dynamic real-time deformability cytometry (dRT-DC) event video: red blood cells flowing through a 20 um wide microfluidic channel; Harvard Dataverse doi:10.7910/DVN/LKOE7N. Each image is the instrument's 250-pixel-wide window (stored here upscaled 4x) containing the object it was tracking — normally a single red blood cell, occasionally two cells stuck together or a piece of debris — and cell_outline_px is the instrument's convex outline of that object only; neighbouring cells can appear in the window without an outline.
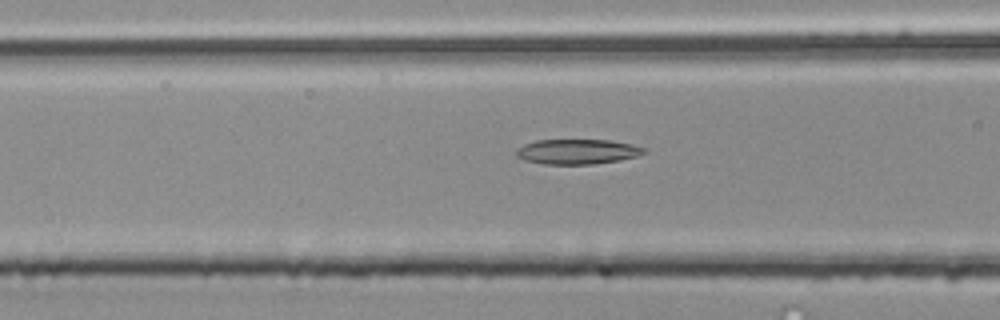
{"species": "common noctule bat (a hibernating species)", "species_latin": "Nyctalus noctula", "temperature_condition": "room temperature", "stored_images_in_passage": 37, "camera_frame_rate_fps": 3000, "um_per_image_px": 0.085, "animal": {"sex": "male", "body_mass_g": 20.4}, "frame": {"image": 1, "passage_image": 6, "time_ms": 1.667, "image_size_px": [1000, 320], "cell_outline_px": [[648, 152], [636, 156], [620, 160], [592, 164], [544, 164], [524, 160], [516, 156], [516, 148], [524, 144], [536, 140], [612, 140], [632, 144], [648, 148]], "centroid_in_image_um": [49.1, 12.88], "position_along_channel_um": 117.5, "area_um2": 18.79}}
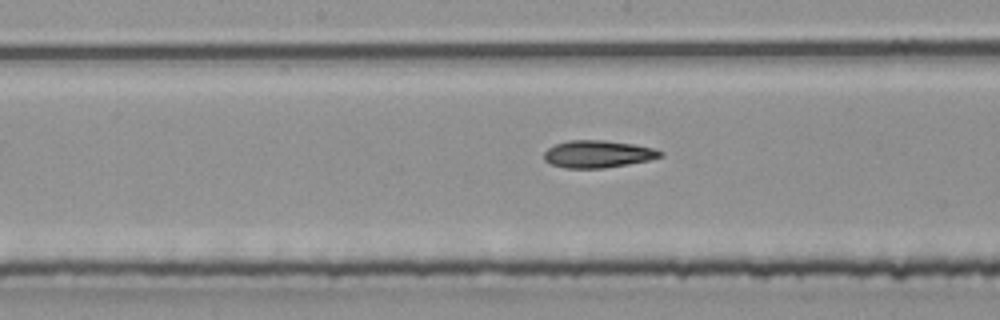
{"frame": {"image": 2, "passage_image": 12, "time_ms": 3.667, "image_size_px": [1000, 320], "cell_outline_px": [[664, 156], [648, 160], [628, 164], [604, 168], [564, 168], [552, 164], [544, 160], [544, 152], [548, 148], [556, 144], [568, 140], [604, 140], [632, 144], [652, 148], [664, 152]], "centroid_in_image_um": [50.81, 13.09], "position_along_channel_um": 197.4, "area_um2": 18.44}}
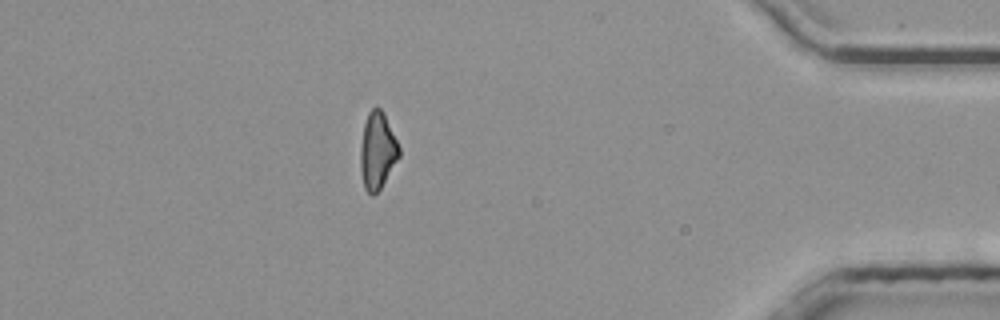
{"frame": {"image": 3, "passage_image": 31, "time_ms": 10.0, "image_size_px": [1000, 320], "cell_outline_px": [[400, 156], [380, 188], [372, 196], [364, 188], [360, 168], [360, 148], [364, 124], [368, 112], [372, 108], [380, 108], [384, 112], [400, 148]], "centroid_in_image_um": [32.07, 12.8], "position_along_channel_um": 403.1, "area_um2": 17.22}, "authors_computed_cell_mechanics": {"area_um2": 17.8024, "velocity_mm_per_s": 3.9784, "shape_relaxation_time_tau1_ms": null, "shape_relaxation_time_tau2_ms": 8.5868, "deformation_change_tau1": null, "deformation_change_tau2": 0.1946}}